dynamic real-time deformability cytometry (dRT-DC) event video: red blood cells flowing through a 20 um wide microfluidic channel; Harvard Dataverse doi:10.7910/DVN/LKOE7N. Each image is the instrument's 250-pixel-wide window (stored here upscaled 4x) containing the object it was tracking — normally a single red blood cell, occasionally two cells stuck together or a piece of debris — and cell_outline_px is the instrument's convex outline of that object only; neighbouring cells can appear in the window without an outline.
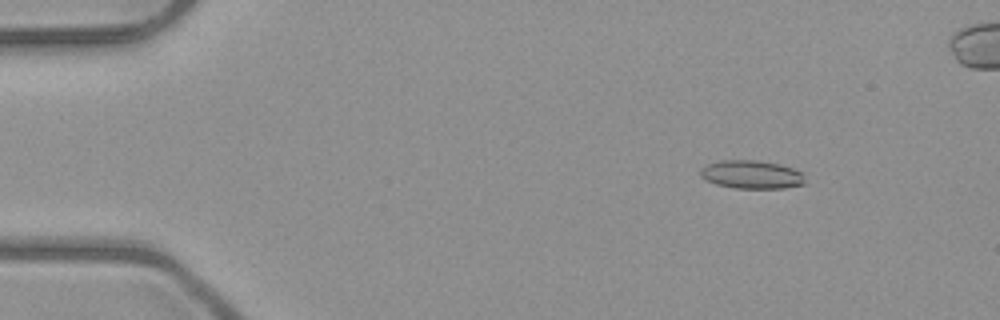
{"species": "common noctule bat (a hibernating species)", "species_latin": "Nyctalus noctula", "temperature_condition": "room temperature", "stored_images_in_passage": 6, "camera_frame_rate_fps": 3000, "um_per_image_px": 0.085, "animal": {"sex": "male", "body_mass_g": 23.1, "forearm_length_mm": 52.7}, "frame": {"image": 1, "passage_image": 1, "time_ms": 0.0, "image_size_px": [1000, 320], "cell_outline_px": [[804, 184], [784, 188], [736, 188], [716, 184], [700, 176], [700, 168], [708, 164], [720, 160], [756, 160], [780, 164], [804, 172]], "centroid_in_image_um": [63.9, 14.83], "position_along_channel_um": 21.1, "area_um2": 17.28}}
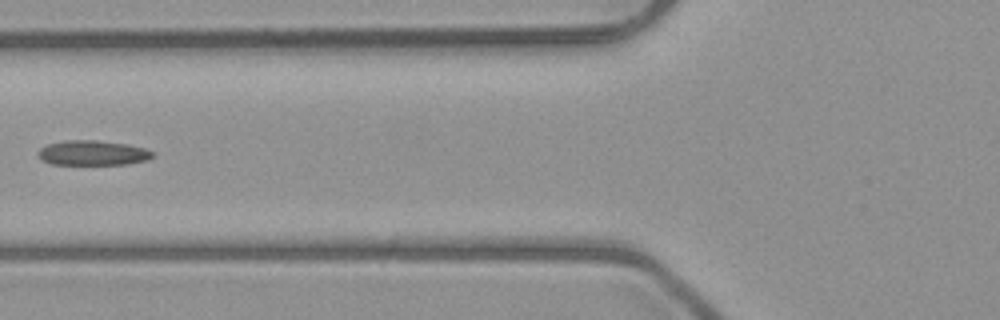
{"frame": {"image": 2, "passage_image": 5, "time_ms": 4.667, "image_size_px": [1000, 320], "cell_outline_px": [[156, 156], [148, 160], [128, 164], [52, 164], [44, 160], [36, 152], [40, 148], [48, 144], [64, 140], [96, 140], [128, 144], [144, 148], [156, 152]], "centroid_in_image_um": [7.95, 12.99], "position_along_channel_um": 117.9, "area_um2": 16.7}}
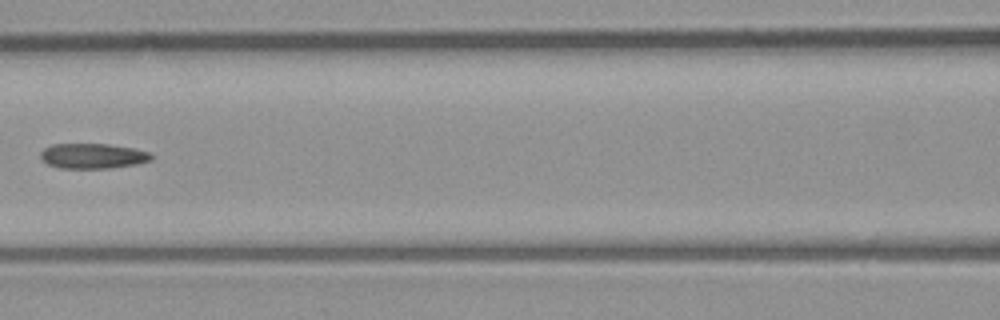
{"frame": {"image": 3, "passage_image": 6, "time_ms": 5.667, "image_size_px": [1000, 320], "cell_outline_px": [[152, 160], [136, 164], [112, 168], [60, 168], [48, 164], [40, 156], [40, 152], [44, 148], [52, 144], [108, 144], [132, 148], [148, 152], [152, 156]], "centroid_in_image_um": [7.87, 13.26], "position_along_channel_um": 158.7, "area_um2": 16.13}}